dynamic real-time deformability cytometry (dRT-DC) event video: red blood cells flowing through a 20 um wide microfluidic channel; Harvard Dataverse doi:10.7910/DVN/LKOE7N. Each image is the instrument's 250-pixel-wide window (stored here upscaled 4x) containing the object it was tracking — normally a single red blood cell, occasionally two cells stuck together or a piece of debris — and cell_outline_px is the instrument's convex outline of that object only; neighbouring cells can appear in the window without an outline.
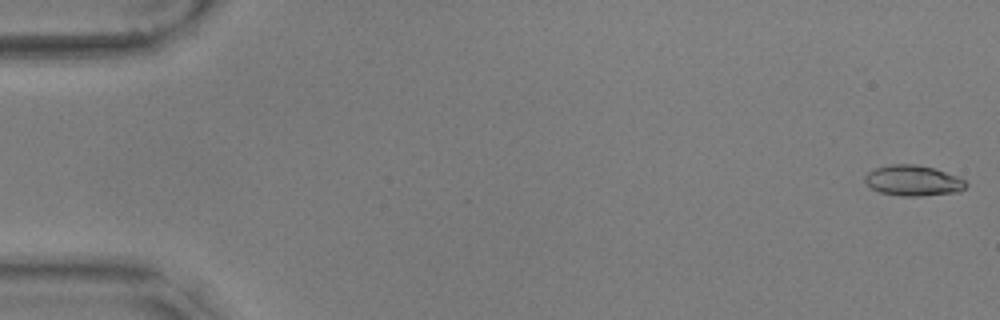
{"species": "common noctule bat (a hibernating species)", "species_latin": "Nyctalus noctula", "temperature_condition": "warm", "stored_images_in_passage": 56, "camera_frame_rate_fps": 3000, "um_per_image_px": 0.085, "animal": {"sex": "male", "body_mass_g": 17.9, "forearm_length_mm": 54.2}, "frame": {"image": 1, "passage_image": 1, "time_ms": 0.0, "image_size_px": [1000, 320], "cell_outline_px": [[968, 184], [960, 192], [920, 196], [900, 196], [880, 192], [872, 188], [864, 180], [864, 176], [868, 172], [876, 168], [892, 164], [916, 164], [932, 168], [956, 176], [964, 180]], "centroid_in_image_um": [77.61, 15.36], "position_along_channel_um": 7.4, "area_um2": 17.86}}
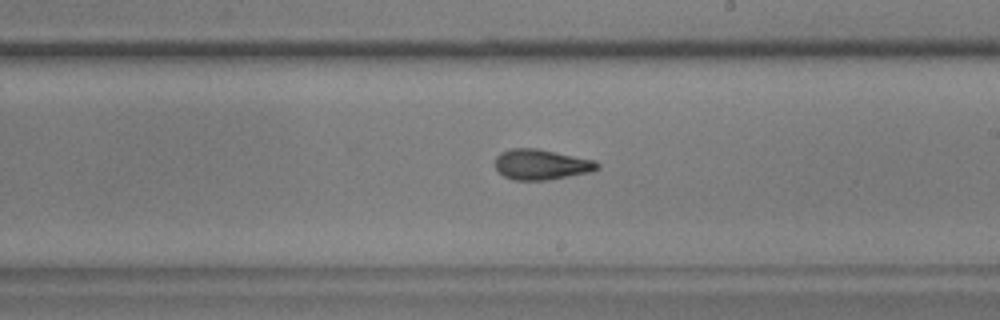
{"frame": {"image": 2, "passage_image": 33, "time_ms": 10.667, "image_size_px": [1000, 320], "cell_outline_px": [[600, 168], [588, 172], [544, 180], [512, 180], [504, 176], [496, 168], [496, 156], [500, 152], [512, 148], [540, 148], [596, 160], [600, 164]], "centroid_in_image_um": [46.02, 13.96], "position_along_channel_um": 243.0, "area_um2": 18.15}}
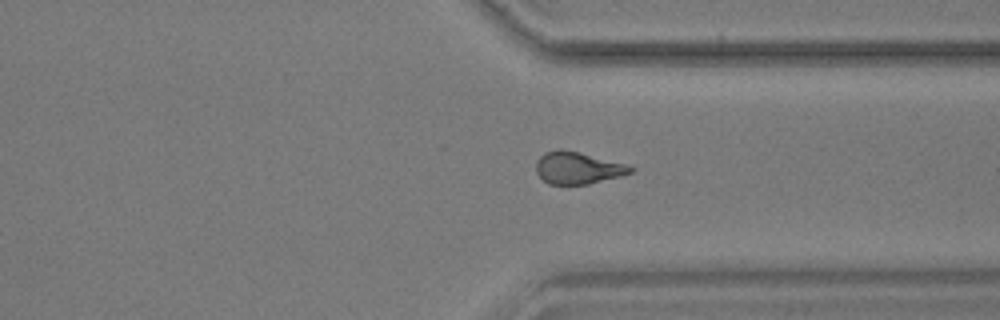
{"frame": {"image": 3, "passage_image": 43, "time_ms": 14.0, "image_size_px": [1000, 320], "cell_outline_px": [[636, 168], [632, 172], [620, 176], [588, 184], [548, 184], [536, 172], [536, 160], [544, 152], [560, 148], [580, 152], [624, 164]], "centroid_in_image_um": [49.07, 14.26], "position_along_channel_um": 362.3, "area_um2": 17.57}, "authors_computed_cell_mechanics": {"area_um2": 18.0914, "velocity_mm_per_s": 3.5754, "shape_relaxation_time_tau1_ms": 4.7771, "shape_relaxation_time_tau2_ms": 3.1344, "deformation_change_tau1": 0.1625, "deformation_change_tau2": 0.1049}}